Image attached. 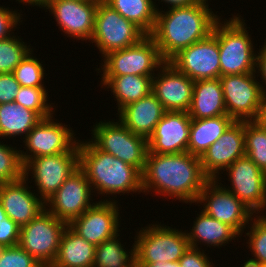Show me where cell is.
I'll list each match as a JSON object with an SVG mask.
<instances>
[{"label":"cell","mask_w":266,"mask_h":267,"mask_svg":"<svg viewBox=\"0 0 266 267\" xmlns=\"http://www.w3.org/2000/svg\"><path fill=\"white\" fill-rule=\"evenodd\" d=\"M218 181L221 180L209 179L206 182L197 204L203 203L202 210L207 215L231 226L242 236L243 229L247 227L246 224H250L254 213Z\"/></svg>","instance_id":"13"},{"label":"cell","mask_w":266,"mask_h":267,"mask_svg":"<svg viewBox=\"0 0 266 267\" xmlns=\"http://www.w3.org/2000/svg\"><path fill=\"white\" fill-rule=\"evenodd\" d=\"M121 16L135 23L147 35H150L156 24L157 8L152 0H104Z\"/></svg>","instance_id":"30"},{"label":"cell","mask_w":266,"mask_h":267,"mask_svg":"<svg viewBox=\"0 0 266 267\" xmlns=\"http://www.w3.org/2000/svg\"><path fill=\"white\" fill-rule=\"evenodd\" d=\"M136 267H180L179 262H156V263H150V264H136Z\"/></svg>","instance_id":"46"},{"label":"cell","mask_w":266,"mask_h":267,"mask_svg":"<svg viewBox=\"0 0 266 267\" xmlns=\"http://www.w3.org/2000/svg\"><path fill=\"white\" fill-rule=\"evenodd\" d=\"M219 58L217 21L207 38L180 50L168 62L191 80L198 81L220 78Z\"/></svg>","instance_id":"11"},{"label":"cell","mask_w":266,"mask_h":267,"mask_svg":"<svg viewBox=\"0 0 266 267\" xmlns=\"http://www.w3.org/2000/svg\"><path fill=\"white\" fill-rule=\"evenodd\" d=\"M67 225L45 209L20 228L18 245L43 267H51L56 260L61 236Z\"/></svg>","instance_id":"8"},{"label":"cell","mask_w":266,"mask_h":267,"mask_svg":"<svg viewBox=\"0 0 266 267\" xmlns=\"http://www.w3.org/2000/svg\"><path fill=\"white\" fill-rule=\"evenodd\" d=\"M142 174V193L151 191L176 198L183 203L197 202L209 178L203 173L201 159L188 152L147 153ZM153 189V190H152ZM150 190V191H149Z\"/></svg>","instance_id":"1"},{"label":"cell","mask_w":266,"mask_h":267,"mask_svg":"<svg viewBox=\"0 0 266 267\" xmlns=\"http://www.w3.org/2000/svg\"><path fill=\"white\" fill-rule=\"evenodd\" d=\"M188 114L191 119H206L227 115L219 78L194 81L192 102Z\"/></svg>","instance_id":"24"},{"label":"cell","mask_w":266,"mask_h":267,"mask_svg":"<svg viewBox=\"0 0 266 267\" xmlns=\"http://www.w3.org/2000/svg\"><path fill=\"white\" fill-rule=\"evenodd\" d=\"M191 117L185 111H166L148 138V153L187 152Z\"/></svg>","instance_id":"21"},{"label":"cell","mask_w":266,"mask_h":267,"mask_svg":"<svg viewBox=\"0 0 266 267\" xmlns=\"http://www.w3.org/2000/svg\"><path fill=\"white\" fill-rule=\"evenodd\" d=\"M20 84L13 73L0 74V104L13 102L16 98Z\"/></svg>","instance_id":"41"},{"label":"cell","mask_w":266,"mask_h":267,"mask_svg":"<svg viewBox=\"0 0 266 267\" xmlns=\"http://www.w3.org/2000/svg\"><path fill=\"white\" fill-rule=\"evenodd\" d=\"M27 180L0 183V204L19 227L28 224L46 209L45 202L28 189ZM37 196V197H36Z\"/></svg>","instance_id":"22"},{"label":"cell","mask_w":266,"mask_h":267,"mask_svg":"<svg viewBox=\"0 0 266 267\" xmlns=\"http://www.w3.org/2000/svg\"><path fill=\"white\" fill-rule=\"evenodd\" d=\"M75 1H99V0H75Z\"/></svg>","instance_id":"49"},{"label":"cell","mask_w":266,"mask_h":267,"mask_svg":"<svg viewBox=\"0 0 266 267\" xmlns=\"http://www.w3.org/2000/svg\"><path fill=\"white\" fill-rule=\"evenodd\" d=\"M115 201L113 199L96 201L91 208L73 219L68 226L94 246L101 244L120 231L121 217Z\"/></svg>","instance_id":"17"},{"label":"cell","mask_w":266,"mask_h":267,"mask_svg":"<svg viewBox=\"0 0 266 267\" xmlns=\"http://www.w3.org/2000/svg\"><path fill=\"white\" fill-rule=\"evenodd\" d=\"M253 217L250 219L251 230L246 233V236H249L246 243L255 258L247 260L242 267L266 266V215L254 214Z\"/></svg>","instance_id":"32"},{"label":"cell","mask_w":266,"mask_h":267,"mask_svg":"<svg viewBox=\"0 0 266 267\" xmlns=\"http://www.w3.org/2000/svg\"><path fill=\"white\" fill-rule=\"evenodd\" d=\"M118 236L116 234L95 246L93 267H136L135 243L128 253Z\"/></svg>","instance_id":"31"},{"label":"cell","mask_w":266,"mask_h":267,"mask_svg":"<svg viewBox=\"0 0 266 267\" xmlns=\"http://www.w3.org/2000/svg\"><path fill=\"white\" fill-rule=\"evenodd\" d=\"M78 149L79 167L92 191L99 195L142 192V174L136 167L98 149L91 141L79 140Z\"/></svg>","instance_id":"3"},{"label":"cell","mask_w":266,"mask_h":267,"mask_svg":"<svg viewBox=\"0 0 266 267\" xmlns=\"http://www.w3.org/2000/svg\"><path fill=\"white\" fill-rule=\"evenodd\" d=\"M25 42L14 34L11 37L0 40V74L13 73L16 66L33 48H29Z\"/></svg>","instance_id":"35"},{"label":"cell","mask_w":266,"mask_h":267,"mask_svg":"<svg viewBox=\"0 0 266 267\" xmlns=\"http://www.w3.org/2000/svg\"><path fill=\"white\" fill-rule=\"evenodd\" d=\"M20 150L0 141V183H10L24 177Z\"/></svg>","instance_id":"37"},{"label":"cell","mask_w":266,"mask_h":267,"mask_svg":"<svg viewBox=\"0 0 266 267\" xmlns=\"http://www.w3.org/2000/svg\"><path fill=\"white\" fill-rule=\"evenodd\" d=\"M102 60L104 64L102 63L103 74L101 76L127 74L154 76L156 74L154 71L166 62L150 35L144 37L138 44L109 52Z\"/></svg>","instance_id":"9"},{"label":"cell","mask_w":266,"mask_h":267,"mask_svg":"<svg viewBox=\"0 0 266 267\" xmlns=\"http://www.w3.org/2000/svg\"><path fill=\"white\" fill-rule=\"evenodd\" d=\"M193 223L191 231L186 232L190 247L193 248H198L199 242L209 247H221L241 236L231 226L210 217L203 210Z\"/></svg>","instance_id":"27"},{"label":"cell","mask_w":266,"mask_h":267,"mask_svg":"<svg viewBox=\"0 0 266 267\" xmlns=\"http://www.w3.org/2000/svg\"><path fill=\"white\" fill-rule=\"evenodd\" d=\"M53 115L42 119L24 138V147L27 151L20 150L23 165L32 158L49 156L68 152L78 141L74 137L72 128L63 126L58 121L54 122ZM72 131V132H71ZM29 153V154H28ZM31 154V155H30Z\"/></svg>","instance_id":"16"},{"label":"cell","mask_w":266,"mask_h":267,"mask_svg":"<svg viewBox=\"0 0 266 267\" xmlns=\"http://www.w3.org/2000/svg\"><path fill=\"white\" fill-rule=\"evenodd\" d=\"M11 10L12 9L9 10V8L0 6V40L11 37L10 35L12 34L10 32L15 31L14 28L18 26L17 24L22 22V14L18 13L16 10Z\"/></svg>","instance_id":"40"},{"label":"cell","mask_w":266,"mask_h":267,"mask_svg":"<svg viewBox=\"0 0 266 267\" xmlns=\"http://www.w3.org/2000/svg\"><path fill=\"white\" fill-rule=\"evenodd\" d=\"M151 225L141 228L137 238L134 237L136 264L179 261L190 247L186 232L166 225Z\"/></svg>","instance_id":"5"},{"label":"cell","mask_w":266,"mask_h":267,"mask_svg":"<svg viewBox=\"0 0 266 267\" xmlns=\"http://www.w3.org/2000/svg\"><path fill=\"white\" fill-rule=\"evenodd\" d=\"M5 218H7V214L4 211V209L2 208L1 204H0V223L2 220H4Z\"/></svg>","instance_id":"48"},{"label":"cell","mask_w":266,"mask_h":267,"mask_svg":"<svg viewBox=\"0 0 266 267\" xmlns=\"http://www.w3.org/2000/svg\"><path fill=\"white\" fill-rule=\"evenodd\" d=\"M245 154L266 173V129L245 121Z\"/></svg>","instance_id":"33"},{"label":"cell","mask_w":266,"mask_h":267,"mask_svg":"<svg viewBox=\"0 0 266 267\" xmlns=\"http://www.w3.org/2000/svg\"><path fill=\"white\" fill-rule=\"evenodd\" d=\"M166 2L168 6L171 4L168 8H179V7H188L191 5L196 4L200 0H161L160 2Z\"/></svg>","instance_id":"45"},{"label":"cell","mask_w":266,"mask_h":267,"mask_svg":"<svg viewBox=\"0 0 266 267\" xmlns=\"http://www.w3.org/2000/svg\"><path fill=\"white\" fill-rule=\"evenodd\" d=\"M256 69H258L256 73H260L259 75H261L260 78L262 79V84L264 82L265 84L263 85H266V41L263 47L259 49V53L257 55ZM263 85H261L263 95H266V88H264L266 86Z\"/></svg>","instance_id":"43"},{"label":"cell","mask_w":266,"mask_h":267,"mask_svg":"<svg viewBox=\"0 0 266 267\" xmlns=\"http://www.w3.org/2000/svg\"><path fill=\"white\" fill-rule=\"evenodd\" d=\"M260 127L266 129V95H263L258 115L254 120Z\"/></svg>","instance_id":"44"},{"label":"cell","mask_w":266,"mask_h":267,"mask_svg":"<svg viewBox=\"0 0 266 267\" xmlns=\"http://www.w3.org/2000/svg\"><path fill=\"white\" fill-rule=\"evenodd\" d=\"M0 267H43L19 245L0 247Z\"/></svg>","instance_id":"38"},{"label":"cell","mask_w":266,"mask_h":267,"mask_svg":"<svg viewBox=\"0 0 266 267\" xmlns=\"http://www.w3.org/2000/svg\"><path fill=\"white\" fill-rule=\"evenodd\" d=\"M256 72L220 76L227 115L235 121H254L263 97Z\"/></svg>","instance_id":"12"},{"label":"cell","mask_w":266,"mask_h":267,"mask_svg":"<svg viewBox=\"0 0 266 267\" xmlns=\"http://www.w3.org/2000/svg\"><path fill=\"white\" fill-rule=\"evenodd\" d=\"M208 0L188 7L157 10L156 24L150 36L155 40L161 57L169 61L180 50L207 38L220 19L209 9Z\"/></svg>","instance_id":"2"},{"label":"cell","mask_w":266,"mask_h":267,"mask_svg":"<svg viewBox=\"0 0 266 267\" xmlns=\"http://www.w3.org/2000/svg\"><path fill=\"white\" fill-rule=\"evenodd\" d=\"M165 112L163 104L150 93L148 96L123 107L117 114L119 121L132 133L148 140Z\"/></svg>","instance_id":"23"},{"label":"cell","mask_w":266,"mask_h":267,"mask_svg":"<svg viewBox=\"0 0 266 267\" xmlns=\"http://www.w3.org/2000/svg\"><path fill=\"white\" fill-rule=\"evenodd\" d=\"M204 250L200 248L189 247L184 255L179 259L180 267H213L209 257L204 254ZM212 263V264H211Z\"/></svg>","instance_id":"42"},{"label":"cell","mask_w":266,"mask_h":267,"mask_svg":"<svg viewBox=\"0 0 266 267\" xmlns=\"http://www.w3.org/2000/svg\"><path fill=\"white\" fill-rule=\"evenodd\" d=\"M91 185L79 167L61 187L45 202L46 209L57 219L69 224L95 203L91 201ZM92 203V204H91Z\"/></svg>","instance_id":"15"},{"label":"cell","mask_w":266,"mask_h":267,"mask_svg":"<svg viewBox=\"0 0 266 267\" xmlns=\"http://www.w3.org/2000/svg\"><path fill=\"white\" fill-rule=\"evenodd\" d=\"M244 130L245 121H235L200 157L202 171L209 179H218L219 171L246 155Z\"/></svg>","instance_id":"19"},{"label":"cell","mask_w":266,"mask_h":267,"mask_svg":"<svg viewBox=\"0 0 266 267\" xmlns=\"http://www.w3.org/2000/svg\"><path fill=\"white\" fill-rule=\"evenodd\" d=\"M221 22L218 20V46L220 72L224 75H239L256 72L257 54L245 27V20L237 17ZM224 23V24H223Z\"/></svg>","instance_id":"4"},{"label":"cell","mask_w":266,"mask_h":267,"mask_svg":"<svg viewBox=\"0 0 266 267\" xmlns=\"http://www.w3.org/2000/svg\"><path fill=\"white\" fill-rule=\"evenodd\" d=\"M154 76L127 74L123 76H102V86L111 88L117 101L118 112L125 106L148 96L152 90Z\"/></svg>","instance_id":"28"},{"label":"cell","mask_w":266,"mask_h":267,"mask_svg":"<svg viewBox=\"0 0 266 267\" xmlns=\"http://www.w3.org/2000/svg\"><path fill=\"white\" fill-rule=\"evenodd\" d=\"M158 71L159 74L152 78L151 93L163 104L166 111L188 112L192 102L194 80L179 72L168 61Z\"/></svg>","instance_id":"20"},{"label":"cell","mask_w":266,"mask_h":267,"mask_svg":"<svg viewBox=\"0 0 266 267\" xmlns=\"http://www.w3.org/2000/svg\"><path fill=\"white\" fill-rule=\"evenodd\" d=\"M224 171L231 187L227 188L254 214L266 209V173L247 155L237 159Z\"/></svg>","instance_id":"14"},{"label":"cell","mask_w":266,"mask_h":267,"mask_svg":"<svg viewBox=\"0 0 266 267\" xmlns=\"http://www.w3.org/2000/svg\"><path fill=\"white\" fill-rule=\"evenodd\" d=\"M99 1L47 0L44 9L55 17L59 28L70 38L91 40Z\"/></svg>","instance_id":"18"},{"label":"cell","mask_w":266,"mask_h":267,"mask_svg":"<svg viewBox=\"0 0 266 267\" xmlns=\"http://www.w3.org/2000/svg\"><path fill=\"white\" fill-rule=\"evenodd\" d=\"M32 50L13 71L16 81L23 87H44V74L40 60L32 56Z\"/></svg>","instance_id":"36"},{"label":"cell","mask_w":266,"mask_h":267,"mask_svg":"<svg viewBox=\"0 0 266 267\" xmlns=\"http://www.w3.org/2000/svg\"><path fill=\"white\" fill-rule=\"evenodd\" d=\"M95 246L68 225L61 236L59 251L51 267H93Z\"/></svg>","instance_id":"26"},{"label":"cell","mask_w":266,"mask_h":267,"mask_svg":"<svg viewBox=\"0 0 266 267\" xmlns=\"http://www.w3.org/2000/svg\"><path fill=\"white\" fill-rule=\"evenodd\" d=\"M48 92L45 87H23L18 90L15 103L36 112L42 119L54 114V108L48 104Z\"/></svg>","instance_id":"34"},{"label":"cell","mask_w":266,"mask_h":267,"mask_svg":"<svg viewBox=\"0 0 266 267\" xmlns=\"http://www.w3.org/2000/svg\"><path fill=\"white\" fill-rule=\"evenodd\" d=\"M147 34L135 23L121 16L104 0H99L91 42L104 57L109 52L138 44Z\"/></svg>","instance_id":"7"},{"label":"cell","mask_w":266,"mask_h":267,"mask_svg":"<svg viewBox=\"0 0 266 267\" xmlns=\"http://www.w3.org/2000/svg\"><path fill=\"white\" fill-rule=\"evenodd\" d=\"M20 228L9 217L0 223V247H10L19 244Z\"/></svg>","instance_id":"39"},{"label":"cell","mask_w":266,"mask_h":267,"mask_svg":"<svg viewBox=\"0 0 266 267\" xmlns=\"http://www.w3.org/2000/svg\"><path fill=\"white\" fill-rule=\"evenodd\" d=\"M42 120L34 111L17 103L0 104V137H15L26 135Z\"/></svg>","instance_id":"29"},{"label":"cell","mask_w":266,"mask_h":267,"mask_svg":"<svg viewBox=\"0 0 266 267\" xmlns=\"http://www.w3.org/2000/svg\"><path fill=\"white\" fill-rule=\"evenodd\" d=\"M91 142L100 150L133 165L141 173L148 153L147 139L132 133L122 122L106 120L93 125Z\"/></svg>","instance_id":"6"},{"label":"cell","mask_w":266,"mask_h":267,"mask_svg":"<svg viewBox=\"0 0 266 267\" xmlns=\"http://www.w3.org/2000/svg\"><path fill=\"white\" fill-rule=\"evenodd\" d=\"M16 1H18L19 4H20V2L23 4L28 3V5H32V6L36 5V6H39L40 8H42L45 6L47 0H16Z\"/></svg>","instance_id":"47"},{"label":"cell","mask_w":266,"mask_h":267,"mask_svg":"<svg viewBox=\"0 0 266 267\" xmlns=\"http://www.w3.org/2000/svg\"><path fill=\"white\" fill-rule=\"evenodd\" d=\"M79 168V149L77 143L68 151L61 154L38 156L29 159L23 166L24 178L28 181V174L38 188L40 198L46 202ZM29 171H31L29 173Z\"/></svg>","instance_id":"10"},{"label":"cell","mask_w":266,"mask_h":267,"mask_svg":"<svg viewBox=\"0 0 266 267\" xmlns=\"http://www.w3.org/2000/svg\"><path fill=\"white\" fill-rule=\"evenodd\" d=\"M234 122L235 120L228 115L192 119L187 152L201 157Z\"/></svg>","instance_id":"25"}]
</instances>
